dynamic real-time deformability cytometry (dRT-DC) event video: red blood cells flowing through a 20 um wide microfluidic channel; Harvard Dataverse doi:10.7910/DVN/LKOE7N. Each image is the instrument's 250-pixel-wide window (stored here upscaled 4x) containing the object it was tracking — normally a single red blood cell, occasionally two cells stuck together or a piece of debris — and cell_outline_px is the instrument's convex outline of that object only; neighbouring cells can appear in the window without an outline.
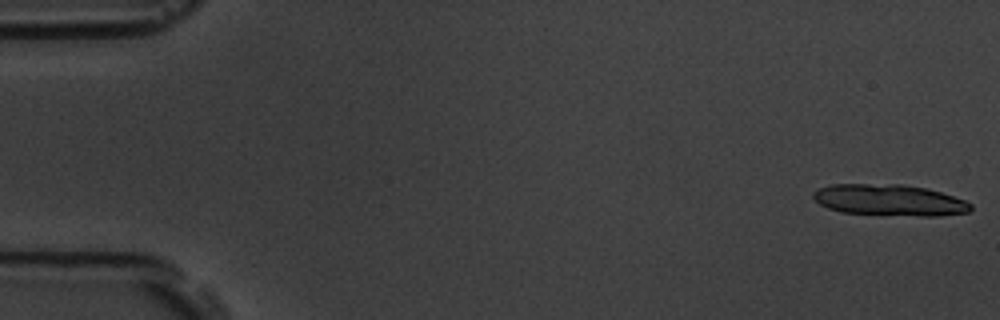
{"species": "common noctule bat (a hibernating species)", "species_latin": "Nyctalus noctula", "temperature_condition": "room temperature", "stored_images_in_passage": 6, "camera_frame_rate_fps": 3000, "um_per_image_px": 0.085, "animal": {"sex": "male", "body_mass_g": 19.5, "forearm_length_mm": 54.6}, "frame": {"image": 1, "passage_image": 1, "time_ms": 0.0, "image_size_px": [1000, 320], "cell_outline_px": [[972, 208], [968, 212], [940, 216], [920, 216], [844, 212], [828, 208], [820, 204], [812, 196], [812, 192], [820, 188], [832, 184], [900, 184], [928, 188], [964, 200], [972, 204]], "centroid_in_image_um": [75.62, 17.0], "position_along_channel_um": 9.4, "area_um2": 28.55}}